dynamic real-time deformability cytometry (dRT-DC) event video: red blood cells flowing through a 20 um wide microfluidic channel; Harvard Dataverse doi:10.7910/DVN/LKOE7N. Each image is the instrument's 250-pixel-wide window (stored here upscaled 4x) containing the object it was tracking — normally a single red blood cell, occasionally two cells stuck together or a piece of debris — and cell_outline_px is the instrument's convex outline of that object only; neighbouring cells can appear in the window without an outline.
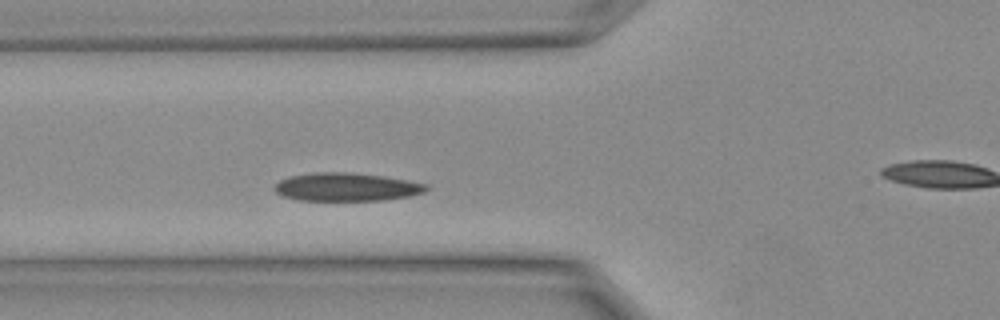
{"species": "Egyptian fruit bat (a non-hibernating species)", "species_latin": "Rousettus aegyptiacus", "temperature_condition": "warm", "stored_images_in_passage": 6, "segment_of_instrument_passage": [1, 2], "camera_frame_rate_fps": 3000, "um_per_image_px": 0.085, "animal": {"sex": "female"}, "frame": {"image": 1, "passage_image": 5, "time_ms": 1.333, "image_size_px": [1000, 320], "cell_outline_px": [[428, 188], [424, 192], [408, 196], [384, 200], [296, 200], [280, 196], [272, 188], [280, 180], [292, 176], [316, 172], [348, 172], [380, 176], [428, 184]], "centroid_in_image_um": [29.39, 15.9], "position_along_channel_um": 96.4, "area_um2": 24.74}}